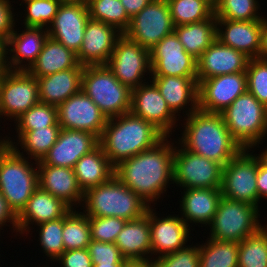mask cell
Here are the masks:
<instances>
[{"instance_id":"7bdbcfd3","label":"cell","mask_w":267,"mask_h":267,"mask_svg":"<svg viewBox=\"0 0 267 267\" xmlns=\"http://www.w3.org/2000/svg\"><path fill=\"white\" fill-rule=\"evenodd\" d=\"M64 224V216L38 225L36 232L38 231L40 241L39 245L43 249L45 256L51 259V262L55 260L65 251L64 243L62 239Z\"/></svg>"},{"instance_id":"e0dca14e","label":"cell","mask_w":267,"mask_h":267,"mask_svg":"<svg viewBox=\"0 0 267 267\" xmlns=\"http://www.w3.org/2000/svg\"><path fill=\"white\" fill-rule=\"evenodd\" d=\"M246 91V72L204 79L198 83V109L220 114Z\"/></svg>"},{"instance_id":"484cf974","label":"cell","mask_w":267,"mask_h":267,"mask_svg":"<svg viewBox=\"0 0 267 267\" xmlns=\"http://www.w3.org/2000/svg\"><path fill=\"white\" fill-rule=\"evenodd\" d=\"M70 209L60 198L54 197L49 192L38 187L28 200L25 208L18 215V233L20 235L26 233L27 235L29 232H33L30 230H32L34 224V226H38L42 223L59 219Z\"/></svg>"},{"instance_id":"f1b7e54d","label":"cell","mask_w":267,"mask_h":267,"mask_svg":"<svg viewBox=\"0 0 267 267\" xmlns=\"http://www.w3.org/2000/svg\"><path fill=\"white\" fill-rule=\"evenodd\" d=\"M180 202L181 218L188 226L190 224L209 225L216 213L221 200L222 192L220 188H191L184 189ZM190 223V224H189Z\"/></svg>"},{"instance_id":"cb8c5ba5","label":"cell","mask_w":267,"mask_h":267,"mask_svg":"<svg viewBox=\"0 0 267 267\" xmlns=\"http://www.w3.org/2000/svg\"><path fill=\"white\" fill-rule=\"evenodd\" d=\"M263 20L231 21L217 19L216 36L223 45L243 52L250 59L258 58Z\"/></svg>"},{"instance_id":"52a82bcc","label":"cell","mask_w":267,"mask_h":267,"mask_svg":"<svg viewBox=\"0 0 267 267\" xmlns=\"http://www.w3.org/2000/svg\"><path fill=\"white\" fill-rule=\"evenodd\" d=\"M81 90L107 118L129 113L132 90L119 82L106 65L84 66Z\"/></svg>"},{"instance_id":"83f0119b","label":"cell","mask_w":267,"mask_h":267,"mask_svg":"<svg viewBox=\"0 0 267 267\" xmlns=\"http://www.w3.org/2000/svg\"><path fill=\"white\" fill-rule=\"evenodd\" d=\"M149 79L156 85L168 107L176 116L182 118L181 112H179L181 110H183V114L186 113L184 115L188 116L198 109L197 77L165 76L149 77ZM185 109L188 111H184Z\"/></svg>"},{"instance_id":"816d5d0a","label":"cell","mask_w":267,"mask_h":267,"mask_svg":"<svg viewBox=\"0 0 267 267\" xmlns=\"http://www.w3.org/2000/svg\"><path fill=\"white\" fill-rule=\"evenodd\" d=\"M256 185L258 190V208L260 201L267 200V166L262 164L257 157V177Z\"/></svg>"},{"instance_id":"44dd1931","label":"cell","mask_w":267,"mask_h":267,"mask_svg":"<svg viewBox=\"0 0 267 267\" xmlns=\"http://www.w3.org/2000/svg\"><path fill=\"white\" fill-rule=\"evenodd\" d=\"M157 214L150 206L151 252L152 256L158 254L153 259L186 247L191 234L179 214L161 218Z\"/></svg>"},{"instance_id":"6da1fadb","label":"cell","mask_w":267,"mask_h":267,"mask_svg":"<svg viewBox=\"0 0 267 267\" xmlns=\"http://www.w3.org/2000/svg\"><path fill=\"white\" fill-rule=\"evenodd\" d=\"M173 165L174 143L164 137L154 147L121 161L114 175L151 206L174 184Z\"/></svg>"},{"instance_id":"8992f818","label":"cell","mask_w":267,"mask_h":267,"mask_svg":"<svg viewBox=\"0 0 267 267\" xmlns=\"http://www.w3.org/2000/svg\"><path fill=\"white\" fill-rule=\"evenodd\" d=\"M220 114L230 134L243 149L259 147L265 140L267 108L248 91L238 96Z\"/></svg>"},{"instance_id":"7dc6e473","label":"cell","mask_w":267,"mask_h":267,"mask_svg":"<svg viewBox=\"0 0 267 267\" xmlns=\"http://www.w3.org/2000/svg\"><path fill=\"white\" fill-rule=\"evenodd\" d=\"M88 252L92 260V264H116L129 263L120 252L115 243H105L101 241H93L89 243Z\"/></svg>"},{"instance_id":"d6a6232c","label":"cell","mask_w":267,"mask_h":267,"mask_svg":"<svg viewBox=\"0 0 267 267\" xmlns=\"http://www.w3.org/2000/svg\"><path fill=\"white\" fill-rule=\"evenodd\" d=\"M216 23L217 18L213 14L209 19L201 22L175 26L174 32L184 50L198 59L217 39Z\"/></svg>"},{"instance_id":"f6af8a7d","label":"cell","mask_w":267,"mask_h":267,"mask_svg":"<svg viewBox=\"0 0 267 267\" xmlns=\"http://www.w3.org/2000/svg\"><path fill=\"white\" fill-rule=\"evenodd\" d=\"M91 240L105 243H115L118 234L122 231L126 220L111 217H89Z\"/></svg>"},{"instance_id":"4316f807","label":"cell","mask_w":267,"mask_h":267,"mask_svg":"<svg viewBox=\"0 0 267 267\" xmlns=\"http://www.w3.org/2000/svg\"><path fill=\"white\" fill-rule=\"evenodd\" d=\"M115 245L129 262L152 261L150 207L141 218L126 221Z\"/></svg>"},{"instance_id":"ffe728a7","label":"cell","mask_w":267,"mask_h":267,"mask_svg":"<svg viewBox=\"0 0 267 267\" xmlns=\"http://www.w3.org/2000/svg\"><path fill=\"white\" fill-rule=\"evenodd\" d=\"M99 145V138L87 131L61 129L56 143L37 165L74 168L76 162Z\"/></svg>"},{"instance_id":"db71d44e","label":"cell","mask_w":267,"mask_h":267,"mask_svg":"<svg viewBox=\"0 0 267 267\" xmlns=\"http://www.w3.org/2000/svg\"><path fill=\"white\" fill-rule=\"evenodd\" d=\"M259 59L267 60V18H263L261 29V46L258 55Z\"/></svg>"},{"instance_id":"9a60e30c","label":"cell","mask_w":267,"mask_h":267,"mask_svg":"<svg viewBox=\"0 0 267 267\" xmlns=\"http://www.w3.org/2000/svg\"><path fill=\"white\" fill-rule=\"evenodd\" d=\"M148 81L132 89L130 112L134 116L148 121L165 137L170 138L172 129H176L179 117L177 119V116L168 107L156 85L151 80Z\"/></svg>"},{"instance_id":"ee69618b","label":"cell","mask_w":267,"mask_h":267,"mask_svg":"<svg viewBox=\"0 0 267 267\" xmlns=\"http://www.w3.org/2000/svg\"><path fill=\"white\" fill-rule=\"evenodd\" d=\"M246 74L247 91L267 108V60L249 59Z\"/></svg>"},{"instance_id":"8d00e7d4","label":"cell","mask_w":267,"mask_h":267,"mask_svg":"<svg viewBox=\"0 0 267 267\" xmlns=\"http://www.w3.org/2000/svg\"><path fill=\"white\" fill-rule=\"evenodd\" d=\"M90 19L115 27L122 34L129 27L131 18L120 0H89Z\"/></svg>"},{"instance_id":"f907efd6","label":"cell","mask_w":267,"mask_h":267,"mask_svg":"<svg viewBox=\"0 0 267 267\" xmlns=\"http://www.w3.org/2000/svg\"><path fill=\"white\" fill-rule=\"evenodd\" d=\"M10 223L12 225L11 229H13V232L16 231V234H18V216L14 213V211L10 208L7 199L3 196V194L0 192V229H2L3 226H6L7 223ZM0 230V233H1ZM1 236V235H0Z\"/></svg>"},{"instance_id":"f5cc1de1","label":"cell","mask_w":267,"mask_h":267,"mask_svg":"<svg viewBox=\"0 0 267 267\" xmlns=\"http://www.w3.org/2000/svg\"><path fill=\"white\" fill-rule=\"evenodd\" d=\"M152 0H120L130 18L138 14Z\"/></svg>"},{"instance_id":"681fc988","label":"cell","mask_w":267,"mask_h":267,"mask_svg":"<svg viewBox=\"0 0 267 267\" xmlns=\"http://www.w3.org/2000/svg\"><path fill=\"white\" fill-rule=\"evenodd\" d=\"M55 261L61 267H93L87 248L64 251Z\"/></svg>"},{"instance_id":"b9f144b4","label":"cell","mask_w":267,"mask_h":267,"mask_svg":"<svg viewBox=\"0 0 267 267\" xmlns=\"http://www.w3.org/2000/svg\"><path fill=\"white\" fill-rule=\"evenodd\" d=\"M258 2V0H220L214 8V15L217 19L231 21L263 20Z\"/></svg>"},{"instance_id":"1f68e13d","label":"cell","mask_w":267,"mask_h":267,"mask_svg":"<svg viewBox=\"0 0 267 267\" xmlns=\"http://www.w3.org/2000/svg\"><path fill=\"white\" fill-rule=\"evenodd\" d=\"M114 169L100 144L83 155L73 168L77 182L84 193L108 181L114 175Z\"/></svg>"},{"instance_id":"9c48e42d","label":"cell","mask_w":267,"mask_h":267,"mask_svg":"<svg viewBox=\"0 0 267 267\" xmlns=\"http://www.w3.org/2000/svg\"><path fill=\"white\" fill-rule=\"evenodd\" d=\"M254 151L243 149L223 167L220 189L222 196L227 199L258 207L257 155L253 154Z\"/></svg>"},{"instance_id":"ac0fdd59","label":"cell","mask_w":267,"mask_h":267,"mask_svg":"<svg viewBox=\"0 0 267 267\" xmlns=\"http://www.w3.org/2000/svg\"><path fill=\"white\" fill-rule=\"evenodd\" d=\"M90 19L87 3L62 2L48 34L66 48L78 54L84 38V31Z\"/></svg>"},{"instance_id":"d6986e66","label":"cell","mask_w":267,"mask_h":267,"mask_svg":"<svg viewBox=\"0 0 267 267\" xmlns=\"http://www.w3.org/2000/svg\"><path fill=\"white\" fill-rule=\"evenodd\" d=\"M23 28L25 30L20 31L19 34L14 29V32L4 44L5 68L7 70L28 71L36 62L46 39L49 37L48 29Z\"/></svg>"},{"instance_id":"5b68a950","label":"cell","mask_w":267,"mask_h":267,"mask_svg":"<svg viewBox=\"0 0 267 267\" xmlns=\"http://www.w3.org/2000/svg\"><path fill=\"white\" fill-rule=\"evenodd\" d=\"M37 164L31 163L19 148L0 145V192L17 216L39 187Z\"/></svg>"},{"instance_id":"836d02e7","label":"cell","mask_w":267,"mask_h":267,"mask_svg":"<svg viewBox=\"0 0 267 267\" xmlns=\"http://www.w3.org/2000/svg\"><path fill=\"white\" fill-rule=\"evenodd\" d=\"M61 126H48L25 132L16 142L6 138L5 144L12 148H20L31 160L40 162L49 149L56 143ZM16 143V144H15ZM19 144V145H18ZM18 146V147H17ZM20 146V147H19Z\"/></svg>"},{"instance_id":"603a6c76","label":"cell","mask_w":267,"mask_h":267,"mask_svg":"<svg viewBox=\"0 0 267 267\" xmlns=\"http://www.w3.org/2000/svg\"><path fill=\"white\" fill-rule=\"evenodd\" d=\"M249 59L216 39L197 59V83L219 75L246 72Z\"/></svg>"},{"instance_id":"9f6ffc18","label":"cell","mask_w":267,"mask_h":267,"mask_svg":"<svg viewBox=\"0 0 267 267\" xmlns=\"http://www.w3.org/2000/svg\"><path fill=\"white\" fill-rule=\"evenodd\" d=\"M127 267H154L152 261H145V262H129Z\"/></svg>"},{"instance_id":"7402d4cb","label":"cell","mask_w":267,"mask_h":267,"mask_svg":"<svg viewBox=\"0 0 267 267\" xmlns=\"http://www.w3.org/2000/svg\"><path fill=\"white\" fill-rule=\"evenodd\" d=\"M122 35L115 27L89 19L84 31L82 47L77 54L80 65H106L117 39Z\"/></svg>"},{"instance_id":"5bb4252c","label":"cell","mask_w":267,"mask_h":267,"mask_svg":"<svg viewBox=\"0 0 267 267\" xmlns=\"http://www.w3.org/2000/svg\"><path fill=\"white\" fill-rule=\"evenodd\" d=\"M151 77H197V59L184 50L173 31L150 51Z\"/></svg>"},{"instance_id":"74e56055","label":"cell","mask_w":267,"mask_h":267,"mask_svg":"<svg viewBox=\"0 0 267 267\" xmlns=\"http://www.w3.org/2000/svg\"><path fill=\"white\" fill-rule=\"evenodd\" d=\"M238 267H267V224L239 243Z\"/></svg>"},{"instance_id":"e575fe53","label":"cell","mask_w":267,"mask_h":267,"mask_svg":"<svg viewBox=\"0 0 267 267\" xmlns=\"http://www.w3.org/2000/svg\"><path fill=\"white\" fill-rule=\"evenodd\" d=\"M203 244L199 243V267H238L239 242L208 238Z\"/></svg>"},{"instance_id":"11a10c76","label":"cell","mask_w":267,"mask_h":267,"mask_svg":"<svg viewBox=\"0 0 267 267\" xmlns=\"http://www.w3.org/2000/svg\"><path fill=\"white\" fill-rule=\"evenodd\" d=\"M5 70L4 44L0 42V76Z\"/></svg>"},{"instance_id":"c3c4849f","label":"cell","mask_w":267,"mask_h":267,"mask_svg":"<svg viewBox=\"0 0 267 267\" xmlns=\"http://www.w3.org/2000/svg\"><path fill=\"white\" fill-rule=\"evenodd\" d=\"M13 4L10 0H0V42L5 44L14 32L16 21ZM16 18V19H15Z\"/></svg>"},{"instance_id":"4fadbf2b","label":"cell","mask_w":267,"mask_h":267,"mask_svg":"<svg viewBox=\"0 0 267 267\" xmlns=\"http://www.w3.org/2000/svg\"><path fill=\"white\" fill-rule=\"evenodd\" d=\"M174 28L167 1L152 0L131 18L129 27L123 34L151 51L165 36L171 34Z\"/></svg>"},{"instance_id":"680465c9","label":"cell","mask_w":267,"mask_h":267,"mask_svg":"<svg viewBox=\"0 0 267 267\" xmlns=\"http://www.w3.org/2000/svg\"><path fill=\"white\" fill-rule=\"evenodd\" d=\"M266 150L260 153V154H255L258 155L257 157L259 158L260 162L267 166V147L265 148Z\"/></svg>"},{"instance_id":"d4e9b609","label":"cell","mask_w":267,"mask_h":267,"mask_svg":"<svg viewBox=\"0 0 267 267\" xmlns=\"http://www.w3.org/2000/svg\"><path fill=\"white\" fill-rule=\"evenodd\" d=\"M37 167L38 184L42 190L60 198L71 209L73 206L74 209L82 206L84 192L72 168L53 165H37Z\"/></svg>"},{"instance_id":"6f0895ef","label":"cell","mask_w":267,"mask_h":267,"mask_svg":"<svg viewBox=\"0 0 267 267\" xmlns=\"http://www.w3.org/2000/svg\"><path fill=\"white\" fill-rule=\"evenodd\" d=\"M129 263L93 264V267H127Z\"/></svg>"},{"instance_id":"6125c7cd","label":"cell","mask_w":267,"mask_h":267,"mask_svg":"<svg viewBox=\"0 0 267 267\" xmlns=\"http://www.w3.org/2000/svg\"><path fill=\"white\" fill-rule=\"evenodd\" d=\"M0 118H2V116H1V111H0ZM1 121V120H0ZM1 127V126H0ZM2 136H0V138H1ZM6 138H7V135H6V137H3V138H1L0 139V145H4L5 144V141H6Z\"/></svg>"},{"instance_id":"8fae6325","label":"cell","mask_w":267,"mask_h":267,"mask_svg":"<svg viewBox=\"0 0 267 267\" xmlns=\"http://www.w3.org/2000/svg\"><path fill=\"white\" fill-rule=\"evenodd\" d=\"M40 102L38 80L28 71L5 70L0 76V111L3 119L16 120Z\"/></svg>"},{"instance_id":"4dcf8cb0","label":"cell","mask_w":267,"mask_h":267,"mask_svg":"<svg viewBox=\"0 0 267 267\" xmlns=\"http://www.w3.org/2000/svg\"><path fill=\"white\" fill-rule=\"evenodd\" d=\"M73 68H84L79 64L77 54L49 36L28 72L40 78Z\"/></svg>"},{"instance_id":"60d3db41","label":"cell","mask_w":267,"mask_h":267,"mask_svg":"<svg viewBox=\"0 0 267 267\" xmlns=\"http://www.w3.org/2000/svg\"><path fill=\"white\" fill-rule=\"evenodd\" d=\"M23 3V4H22ZM61 0H26L19 5L25 4V14H23V26L45 28L54 21L55 15L61 5Z\"/></svg>"},{"instance_id":"91938a15","label":"cell","mask_w":267,"mask_h":267,"mask_svg":"<svg viewBox=\"0 0 267 267\" xmlns=\"http://www.w3.org/2000/svg\"><path fill=\"white\" fill-rule=\"evenodd\" d=\"M208 4H210L213 8H215L220 0H205Z\"/></svg>"},{"instance_id":"d590c367","label":"cell","mask_w":267,"mask_h":267,"mask_svg":"<svg viewBox=\"0 0 267 267\" xmlns=\"http://www.w3.org/2000/svg\"><path fill=\"white\" fill-rule=\"evenodd\" d=\"M70 209L64 215L62 239L65 251L87 248L91 242L89 216Z\"/></svg>"},{"instance_id":"3957f363","label":"cell","mask_w":267,"mask_h":267,"mask_svg":"<svg viewBox=\"0 0 267 267\" xmlns=\"http://www.w3.org/2000/svg\"><path fill=\"white\" fill-rule=\"evenodd\" d=\"M164 137L151 123L129 112L108 118L99 144L115 167L121 161L154 147Z\"/></svg>"},{"instance_id":"277c9868","label":"cell","mask_w":267,"mask_h":267,"mask_svg":"<svg viewBox=\"0 0 267 267\" xmlns=\"http://www.w3.org/2000/svg\"><path fill=\"white\" fill-rule=\"evenodd\" d=\"M81 207L89 217L114 216L131 221L144 216L150 206L113 175L103 184L88 189Z\"/></svg>"},{"instance_id":"ba28073f","label":"cell","mask_w":267,"mask_h":267,"mask_svg":"<svg viewBox=\"0 0 267 267\" xmlns=\"http://www.w3.org/2000/svg\"><path fill=\"white\" fill-rule=\"evenodd\" d=\"M260 208L243 201L222 197L216 213L208 225V238L219 241L241 242L261 227Z\"/></svg>"},{"instance_id":"f35d334b","label":"cell","mask_w":267,"mask_h":267,"mask_svg":"<svg viewBox=\"0 0 267 267\" xmlns=\"http://www.w3.org/2000/svg\"><path fill=\"white\" fill-rule=\"evenodd\" d=\"M14 123L19 139L25 132L45 128L48 126H60L58 124V110L56 106L38 102L24 112Z\"/></svg>"},{"instance_id":"7a4b0ae2","label":"cell","mask_w":267,"mask_h":267,"mask_svg":"<svg viewBox=\"0 0 267 267\" xmlns=\"http://www.w3.org/2000/svg\"><path fill=\"white\" fill-rule=\"evenodd\" d=\"M185 118L184 130L177 142L186 150L223 167L243 150L230 134L221 114L197 109Z\"/></svg>"},{"instance_id":"94428289","label":"cell","mask_w":267,"mask_h":267,"mask_svg":"<svg viewBox=\"0 0 267 267\" xmlns=\"http://www.w3.org/2000/svg\"><path fill=\"white\" fill-rule=\"evenodd\" d=\"M62 2H82L87 3V0H61Z\"/></svg>"},{"instance_id":"2e32d148","label":"cell","mask_w":267,"mask_h":267,"mask_svg":"<svg viewBox=\"0 0 267 267\" xmlns=\"http://www.w3.org/2000/svg\"><path fill=\"white\" fill-rule=\"evenodd\" d=\"M58 124L61 129L87 131L102 136L108 118L82 90L58 107Z\"/></svg>"},{"instance_id":"30bf717a","label":"cell","mask_w":267,"mask_h":267,"mask_svg":"<svg viewBox=\"0 0 267 267\" xmlns=\"http://www.w3.org/2000/svg\"><path fill=\"white\" fill-rule=\"evenodd\" d=\"M174 146V183L183 189L221 188L223 166L186 150L181 144Z\"/></svg>"},{"instance_id":"ab89813d","label":"cell","mask_w":267,"mask_h":267,"mask_svg":"<svg viewBox=\"0 0 267 267\" xmlns=\"http://www.w3.org/2000/svg\"><path fill=\"white\" fill-rule=\"evenodd\" d=\"M174 26L197 23L209 19L214 8L205 0H166Z\"/></svg>"},{"instance_id":"7c38bea8","label":"cell","mask_w":267,"mask_h":267,"mask_svg":"<svg viewBox=\"0 0 267 267\" xmlns=\"http://www.w3.org/2000/svg\"><path fill=\"white\" fill-rule=\"evenodd\" d=\"M106 66L120 83L132 90L146 83L145 73L151 76L150 51L122 34Z\"/></svg>"},{"instance_id":"f546056e","label":"cell","mask_w":267,"mask_h":267,"mask_svg":"<svg viewBox=\"0 0 267 267\" xmlns=\"http://www.w3.org/2000/svg\"><path fill=\"white\" fill-rule=\"evenodd\" d=\"M84 68H73L37 78L40 102L58 107L81 91Z\"/></svg>"},{"instance_id":"bcb514c9","label":"cell","mask_w":267,"mask_h":267,"mask_svg":"<svg viewBox=\"0 0 267 267\" xmlns=\"http://www.w3.org/2000/svg\"><path fill=\"white\" fill-rule=\"evenodd\" d=\"M154 267H199V245H187L175 252L152 259Z\"/></svg>"}]
</instances>
